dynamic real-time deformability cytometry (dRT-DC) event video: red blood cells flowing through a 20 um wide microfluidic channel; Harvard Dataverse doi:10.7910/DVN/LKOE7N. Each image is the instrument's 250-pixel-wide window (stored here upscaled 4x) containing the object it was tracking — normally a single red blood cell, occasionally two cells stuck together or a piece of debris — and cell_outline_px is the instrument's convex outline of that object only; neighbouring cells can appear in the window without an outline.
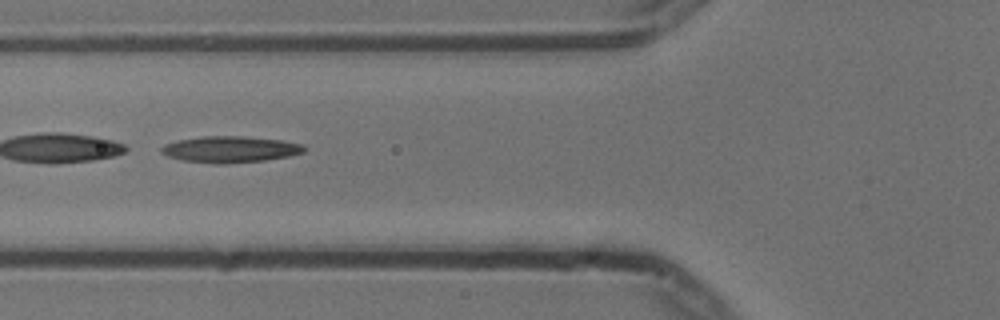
{"species": "common noctule bat (a hibernating species)", "species_latin": "Nyctalus noctula", "temperature_condition": "cold", "stored_images_in_passage": 39, "camera_frame_rate_fps": 3000, "um_per_image_px": 0.085, "animal": {"sex": "male", "body_mass_g": 13.3}, "frame": {"image": 1, "passage_image": 6, "time_ms": 1.667, "image_size_px": [1000, 320], "cell_outline_px": [[308, 148], [304, 152], [288, 156], [264, 160], [228, 164], [212, 164], [184, 160], [168, 156], [160, 152], [160, 148], [164, 144], [176, 140], [200, 136], [244, 136], [280, 140], [304, 144]], "centroid_in_image_um": [19.56, 12.69], "position_along_channel_um": 106.2, "area_um2": 22.14}, "authors_computed_cell_mechanics": {"area_um2": 21.5016, "velocity_mm_per_s": 3.74, "shape_relaxation_time_tau1_ms": 1.1774, "shape_relaxation_time_tau2_ms": 8.9551, "deformation_change_tau1": 0.2649, "deformation_change_tau2": 0.2452}}